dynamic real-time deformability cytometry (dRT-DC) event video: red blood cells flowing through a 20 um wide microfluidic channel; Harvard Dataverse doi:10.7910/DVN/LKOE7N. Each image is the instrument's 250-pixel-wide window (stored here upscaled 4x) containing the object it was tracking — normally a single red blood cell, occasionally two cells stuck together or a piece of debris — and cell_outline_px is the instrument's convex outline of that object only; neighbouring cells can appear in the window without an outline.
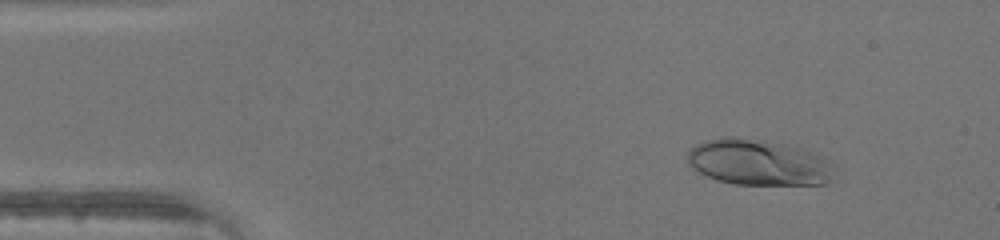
{"species": "human", "species_latin": "Homo sapiens", "temperature_condition": "warm", "stored_images_in_passage": 46, "camera_frame_rate_fps": 3000, "um_per_image_px": 0.085, "donor": {"sex": "male"}, "frame": {"image": 1, "passage_image": 6, "time_ms": 1.667, "image_size_px": [1000, 240], "cell_outline_px": [[828, 180], [824, 184], [736, 184], [720, 180], [696, 172], [688, 164], [688, 152], [696, 144], [704, 140], [720, 136], [736, 136], [784, 144], [820, 156], [824, 160], [828, 176]], "centroid_in_image_um": [64.27, 13.78], "position_along_channel_um": 20.7, "area_um2": 38.09}}
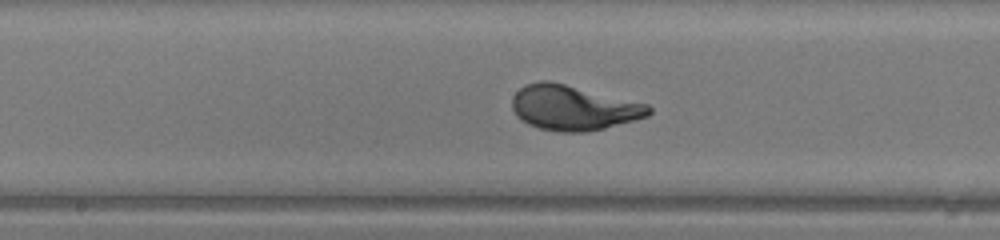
{"frame": {"image": 2, "passage_image": 24, "time_ms": 7.667, "image_size_px": [1000, 240], "cell_outline_px": [[652, 112], [648, 116], [604, 128], [584, 132], [560, 132], [540, 128], [528, 124], [516, 116], [512, 108], [512, 96], [524, 84], [540, 80], [548, 80], [648, 104], [652, 108]], "centroid_in_image_um": [48.7, 9.15], "position_along_channel_um": 199.5, "area_um2": 35.66}}
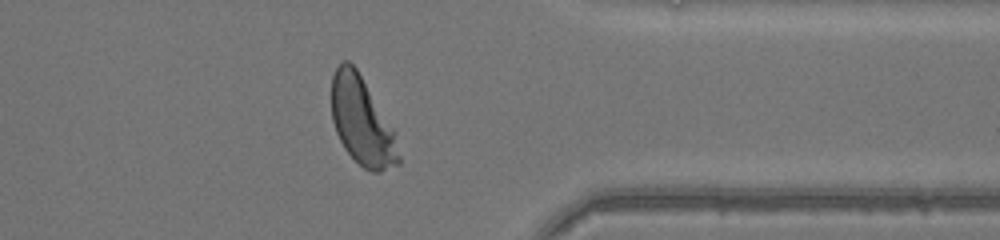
{"frame": {"image": 3, "passage_image": 37, "time_ms": 12.0, "image_size_px": [1000, 240], "cell_outline_px": [[400, 164], [380, 172], [372, 172], [364, 168], [344, 148], [336, 132], [332, 120], [332, 76], [336, 68], [344, 60], [348, 60], [356, 68], [396, 132], [400, 156]], "centroid_in_image_um": [30.79, 10.33], "position_along_channel_um": 380.6, "area_um2": 34.33}}